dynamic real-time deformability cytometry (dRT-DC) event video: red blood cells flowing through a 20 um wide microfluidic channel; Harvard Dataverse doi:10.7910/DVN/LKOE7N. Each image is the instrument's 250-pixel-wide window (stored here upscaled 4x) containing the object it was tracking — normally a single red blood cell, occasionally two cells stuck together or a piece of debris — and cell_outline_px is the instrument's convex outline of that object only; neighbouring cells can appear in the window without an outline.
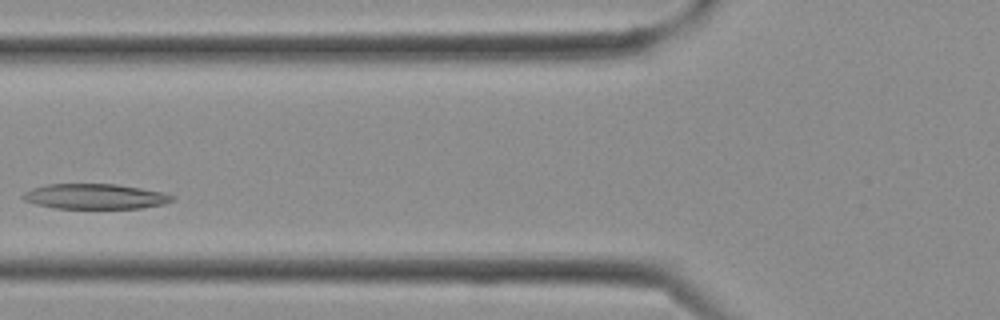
{"species": "Egyptian fruit bat (a non-hibernating species)", "species_latin": "Rousettus aegyptiacus", "temperature_condition": "cold", "stored_images_in_passage": 5, "camera_frame_rate_fps": 3000, "um_per_image_px": 0.085, "frame": {"image": 1, "passage_image": 4, "time_ms": 1.0, "image_size_px": [1000, 320], "cell_outline_px": [[176, 200], [164, 204], [140, 208], [56, 208], [36, 204], [24, 200], [20, 196], [24, 192], [32, 188], [44, 184], [116, 184], [140, 188], [160, 192], [176, 196]], "centroid_in_image_um": [8.07, 16.69], "position_along_channel_um": 117.7, "area_um2": 21.91}}